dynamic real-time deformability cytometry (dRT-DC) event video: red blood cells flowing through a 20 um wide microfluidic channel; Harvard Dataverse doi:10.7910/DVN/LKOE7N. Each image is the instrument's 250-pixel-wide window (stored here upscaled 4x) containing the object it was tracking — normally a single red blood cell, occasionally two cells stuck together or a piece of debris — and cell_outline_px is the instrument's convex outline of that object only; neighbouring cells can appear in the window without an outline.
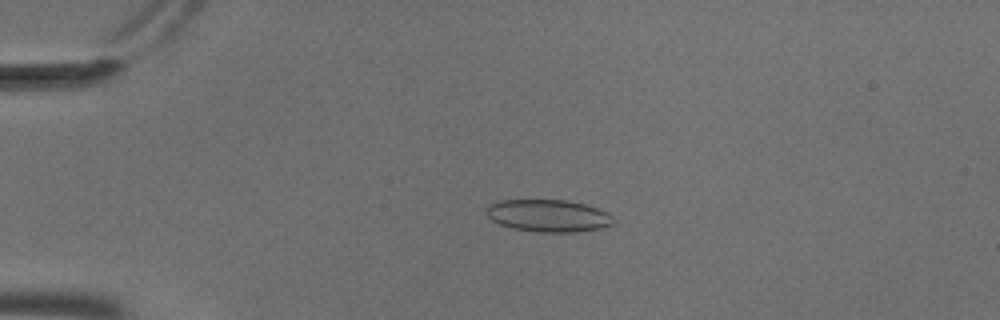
{"species": "common noctule bat (a hibernating species)", "species_latin": "Nyctalus noctula", "temperature_condition": "cold", "stored_images_in_passage": 47, "camera_frame_rate_fps": 3000, "um_per_image_px": 0.085, "animal": {"sex": "male", "body_mass_g": 18.8}, "frame": {"image": 1, "passage_image": 5, "time_ms": 1.333, "image_size_px": [1000, 320], "cell_outline_px": [[612, 224], [604, 228], [580, 232], [536, 232], [512, 228], [500, 224], [492, 220], [488, 216], [488, 204], [500, 200], [568, 200], [584, 204], [608, 212], [612, 216]], "centroid_in_image_um": [46.63, 18.34], "position_along_channel_um": 38.4, "area_um2": 23.93}}
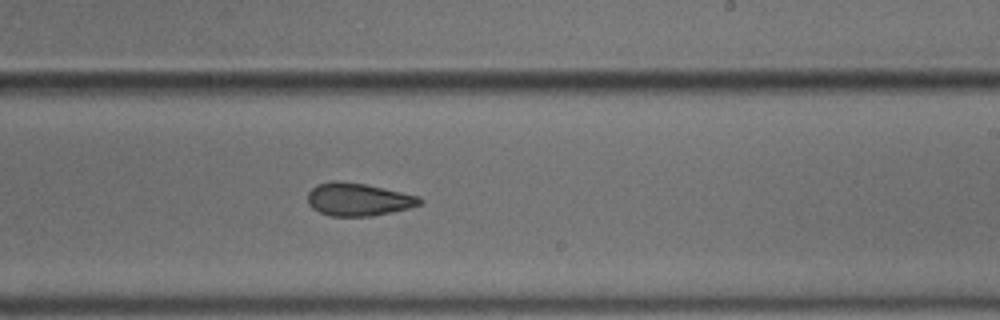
{"frame": {"image": 2, "passage_image": 26, "time_ms": 8.333, "image_size_px": [1000, 320], "cell_outline_px": [[424, 200], [420, 204], [408, 208], [392, 212], [372, 216], [332, 216], [320, 212], [312, 208], [308, 204], [308, 192], [316, 184], [332, 180], [336, 180], [364, 184], [384, 188], [420, 196]], "centroid_in_image_um": [30.44, 16.94], "position_along_channel_um": 258.6, "area_um2": 21.5}}
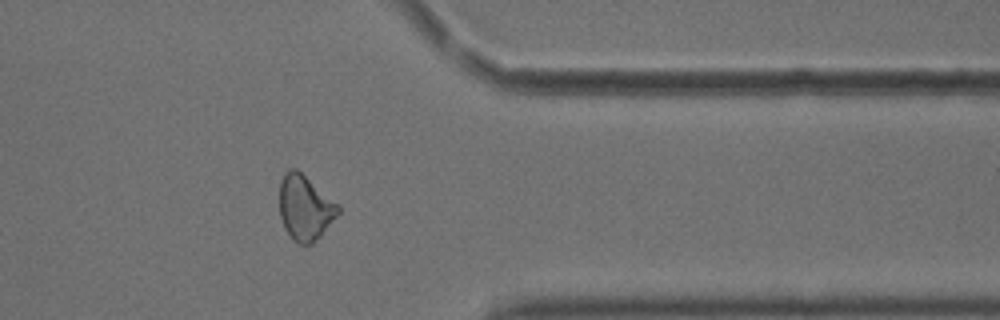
{"frame": {"image": 3, "passage_image": 37, "time_ms": 12.0, "image_size_px": [1000, 320], "cell_outline_px": [[340, 212], [320, 236], [312, 244], [300, 244], [284, 228], [280, 216], [280, 180], [284, 172], [288, 168], [296, 168], [336, 204], [340, 208]], "centroid_in_image_um": [25.89, 17.64], "position_along_channel_um": 385.5, "area_um2": 21.68}, "authors_computed_cell_mechanics": {"area_um2": 22.1952, "velocity_mm_per_s": 3.6976, "shape_relaxation_time_tau1_ms": null, "shape_relaxation_time_tau2_ms": 3.7915, "deformation_change_tau1": null, "deformation_change_tau2": 0.0994}}